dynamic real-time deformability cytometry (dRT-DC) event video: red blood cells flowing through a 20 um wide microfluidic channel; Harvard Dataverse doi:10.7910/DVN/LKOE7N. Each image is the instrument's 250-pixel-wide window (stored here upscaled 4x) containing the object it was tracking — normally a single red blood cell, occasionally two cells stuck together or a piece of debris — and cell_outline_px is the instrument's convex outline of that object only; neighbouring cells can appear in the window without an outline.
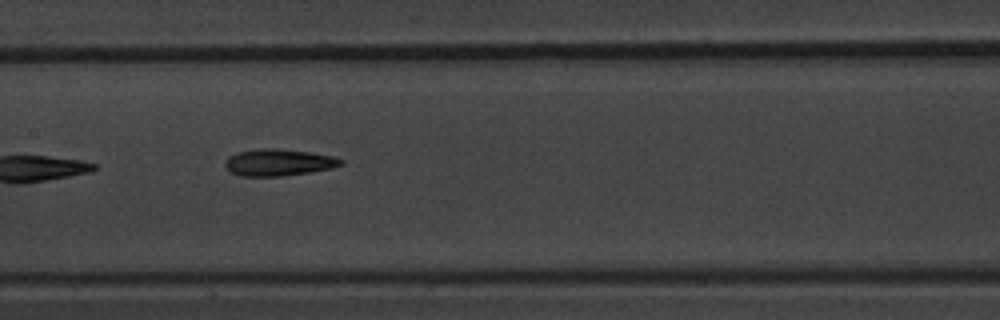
{"species": "common noctule bat (a hibernating species)", "species_latin": "Nyctalus noctula", "temperature_condition": "warm", "stored_images_in_passage": 13, "camera_frame_rate_fps": 3000, "um_per_image_px": 0.085, "animal": {"sex": "male", "body_mass_g": 20.1, "forearm_length_mm": 53.5}, "frame": {"image": 1, "passage_image": 6, "time_ms": 6.667, "image_size_px": [1000, 320], "cell_outline_px": [[344, 164], [332, 168], [284, 176], [240, 176], [232, 172], [224, 164], [228, 156], [236, 152], [260, 148], [276, 148], [308, 152], [332, 156], [344, 160]], "centroid_in_image_um": [23.67, 13.8], "position_along_channel_um": 183.7, "area_um2": 18.03}}
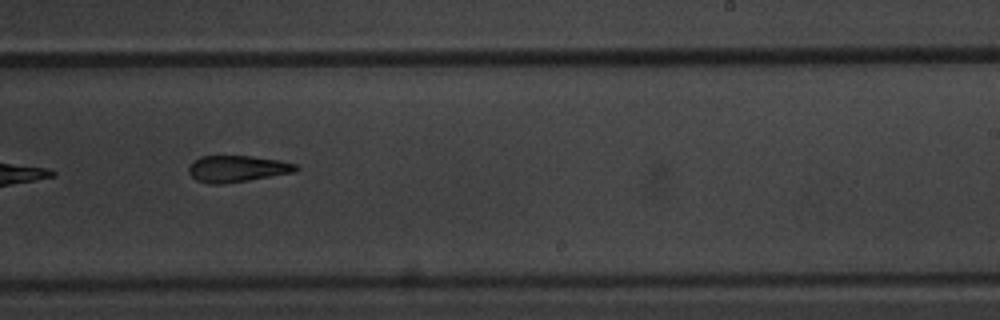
{"frame": {"image": 2, "passage_image": 8, "time_ms": 9.0, "image_size_px": [1000, 320], "cell_outline_px": [[300, 168], [296, 172], [224, 184], [208, 184], [196, 180], [188, 172], [188, 168], [192, 160], [200, 156], [252, 156], [280, 160], [296, 164]], "centroid_in_image_um": [20.15, 14.34], "position_along_channel_um": 268.9, "area_um2": 16.76}, "authors_computed_cell_mechanics": {"area_um2": 16.762, "velocity_mm_per_s": 3.6481, "shape_relaxation_time_tau1_ms": 4.0282, "shape_relaxation_time_tau2_ms": 3.0964, "deformation_change_tau1": 0.1498, "deformation_change_tau2": 0.1329}}